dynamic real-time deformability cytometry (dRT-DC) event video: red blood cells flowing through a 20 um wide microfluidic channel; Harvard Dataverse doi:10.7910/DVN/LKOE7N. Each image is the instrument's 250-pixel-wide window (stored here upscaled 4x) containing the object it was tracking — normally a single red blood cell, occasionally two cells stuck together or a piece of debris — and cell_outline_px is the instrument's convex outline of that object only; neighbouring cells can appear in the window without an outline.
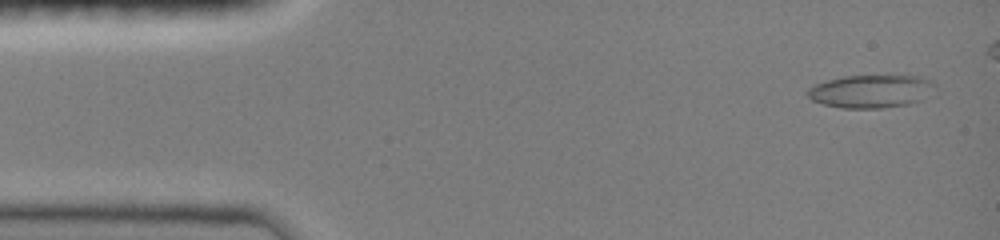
{"species": "common noctule bat (a hibernating species)", "species_latin": "Nyctalus noctula", "temperature_condition": "room temperature", "stored_images_in_passage": 12, "camera_frame_rate_fps": 3000, "um_per_image_px": 0.085, "animal": {"sex": "female", "body_mass_g": 19.0, "forearm_length_mm": 51.5}, "frame": {"image": 1, "passage_image": 1, "time_ms": 0.0, "image_size_px": [1000, 240], "cell_outline_px": [[936, 96], [924, 100], [908, 104], [880, 108], [840, 108], [824, 104], [812, 100], [808, 96], [808, 88], [816, 84], [828, 80], [844, 76], [920, 76], [932, 80], [936, 84]], "centroid_in_image_um": [74.17, 7.76], "position_along_channel_um": 10.8, "area_um2": 24.91}}
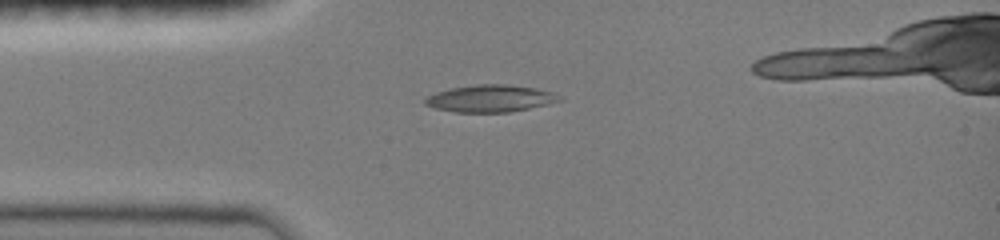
{"frame": {"image": 2, "passage_image": 7, "time_ms": 3.0, "image_size_px": [1000, 240], "cell_outline_px": [[564, 100], [548, 104], [508, 112], [456, 112], [436, 108], [424, 104], [424, 100], [428, 96], [436, 92], [452, 88], [476, 84], [508, 84], [536, 88], [552, 92], [560, 96]], "centroid_in_image_um": [41.7, 8.36], "position_along_channel_um": 43.3, "area_um2": 21.1}}
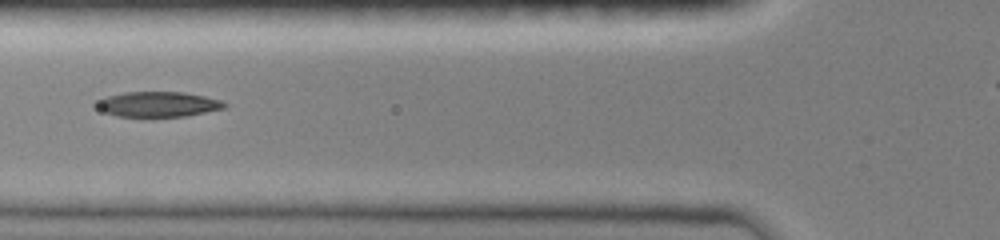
{"frame": {"image": 3, "passage_image": 11, "time_ms": 5.0, "image_size_px": [1000, 240], "cell_outline_px": [[228, 104], [224, 108], [188, 116], [116, 116], [104, 112], [92, 104], [96, 100], [104, 96], [124, 92], [184, 92], [204, 96], [220, 100]], "centroid_in_image_um": [13.37, 8.85], "position_along_channel_um": 112.4, "area_um2": 18.9}}